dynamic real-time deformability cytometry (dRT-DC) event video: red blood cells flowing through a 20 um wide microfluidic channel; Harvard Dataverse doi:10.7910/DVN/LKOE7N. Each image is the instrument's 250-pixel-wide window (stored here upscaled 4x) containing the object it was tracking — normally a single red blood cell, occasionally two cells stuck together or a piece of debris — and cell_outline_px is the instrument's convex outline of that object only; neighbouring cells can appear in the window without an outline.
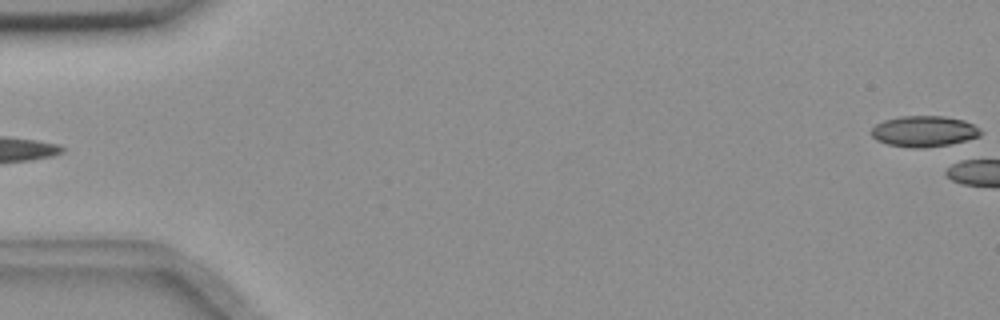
{"species": "common noctule bat (a hibernating species)", "species_latin": "Nyctalus noctula", "temperature_condition": "room temperature", "stored_images_in_passage": 5, "segment_of_instrument_passage": [2, 2], "camera_frame_rate_fps": 3000, "um_per_image_px": 0.085, "animal": {"sex": "female", "body_mass_g": 18.4}, "frame": {"image": 1, "passage_image": 5, "time_ms": 1.333, "image_size_px": [1000, 320], "cell_outline_px": [[984, 132], [980, 136], [948, 144], [924, 148], [912, 148], [888, 144], [876, 140], [872, 136], [872, 128], [876, 124], [884, 120], [900, 116], [944, 116], [964, 120], [980, 128]], "centroid_in_image_um": [78.54, 11.15], "position_along_channel_um": 6.5, "area_um2": 19.65}}